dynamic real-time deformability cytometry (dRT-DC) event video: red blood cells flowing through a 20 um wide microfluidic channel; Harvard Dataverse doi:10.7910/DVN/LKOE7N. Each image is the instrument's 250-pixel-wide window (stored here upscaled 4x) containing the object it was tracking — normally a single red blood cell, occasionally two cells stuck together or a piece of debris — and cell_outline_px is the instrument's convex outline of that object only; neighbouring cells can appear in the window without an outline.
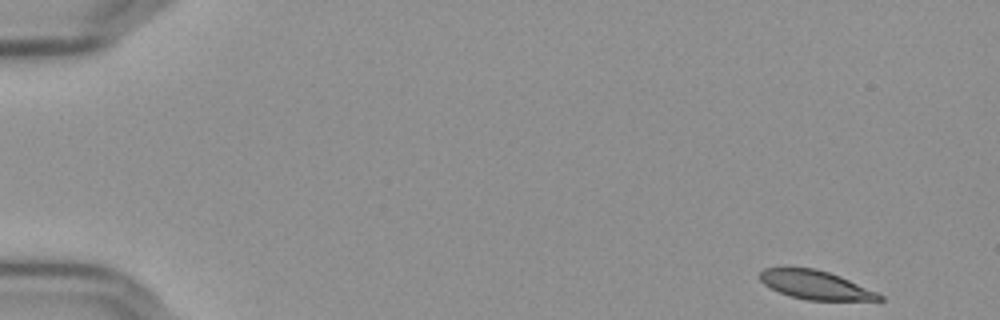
{"species": "Egyptian fruit bat (a non-hibernating species)", "species_latin": "Rousettus aegyptiacus", "temperature_condition": "cold", "stored_images_in_passage": 55, "camera_frame_rate_fps": 3000, "um_per_image_px": 0.085, "frame": {"image": 1, "passage_image": 1, "time_ms": 0.0, "image_size_px": [1000, 320], "cell_outline_px": [[884, 300], [808, 300], [792, 296], [780, 292], [764, 284], [760, 280], [760, 272], [764, 268], [812, 268], [828, 272], [840, 276], [876, 292], [884, 296]], "centroid_in_image_um": [69.32, 24.22], "position_along_channel_um": 15.7, "area_um2": 19.54}}
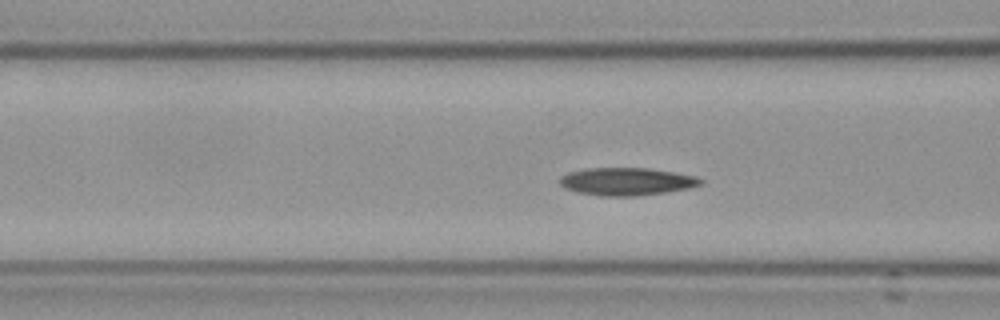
{"frame": {"image": 2, "passage_image": 20, "time_ms": 6.333, "image_size_px": [1000, 320], "cell_outline_px": [[704, 184], [692, 188], [668, 192], [636, 196], [600, 196], [576, 192], [564, 188], [560, 184], [560, 176], [568, 172], [584, 168], [648, 168], [696, 176], [704, 180]], "centroid_in_image_um": [53.28, 15.43], "position_along_channel_um": 113.3, "area_um2": 23.06}}
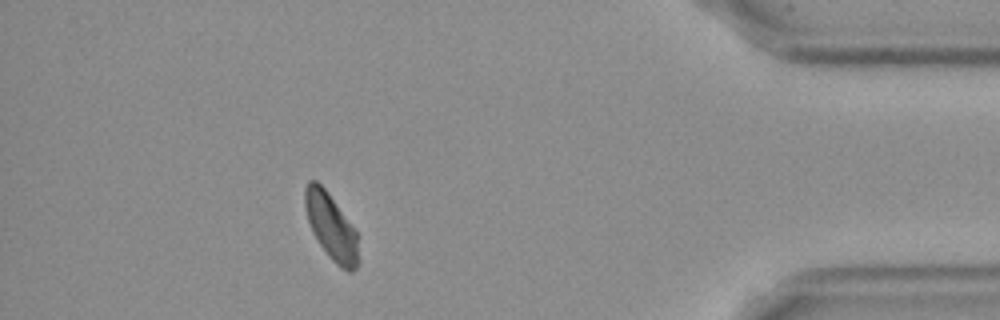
{"frame": {"image": 3, "passage_image": 48, "time_ms": 15.667, "image_size_px": [1000, 320], "cell_outline_px": [[360, 260], [356, 268], [352, 272], [348, 272], [340, 268], [328, 256], [312, 232], [308, 220], [304, 204], [304, 188], [308, 180], [316, 180], [328, 192], [356, 228]], "centroid_in_image_um": [28.18, 19.28], "position_along_channel_um": 407.0, "area_um2": 21.1}, "authors_computed_cell_mechanics": {"area_um2": 21.5594, "velocity_mm_per_s": 3.5983, "shape_relaxation_time_tau1_ms": 10.8372, "shape_relaxation_time_tau2_ms": null, "deformation_change_tau1": 0.1945, "deformation_change_tau2": null}}